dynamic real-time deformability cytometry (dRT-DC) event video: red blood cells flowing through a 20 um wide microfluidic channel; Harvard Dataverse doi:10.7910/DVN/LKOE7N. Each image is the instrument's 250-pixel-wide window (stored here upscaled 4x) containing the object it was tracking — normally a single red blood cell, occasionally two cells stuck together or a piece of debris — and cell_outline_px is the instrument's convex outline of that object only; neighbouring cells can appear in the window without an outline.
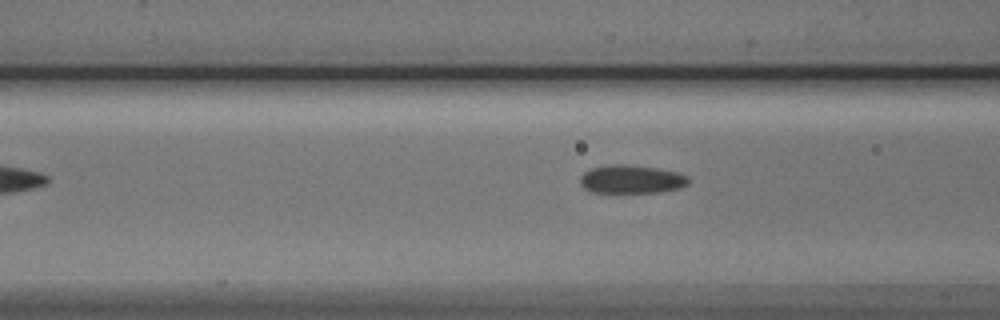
{"species": "Egyptian fruit bat (a non-hibernating species)", "species_latin": "Rousettus aegyptiacus", "temperature_condition": "cold", "stored_images_in_passage": 4, "camera_frame_rate_fps": 3000, "um_per_image_px": 0.085, "animal": {"sex": "male"}, "frame": {"image": 1, "passage_image": 4, "time_ms": 3.667, "image_size_px": [1000, 320], "cell_outline_px": [[688, 184], [680, 188], [656, 192], [592, 192], [584, 188], [580, 184], [580, 176], [584, 172], [592, 168], [608, 164], [624, 164], [656, 168], [676, 172], [688, 176]], "centroid_in_image_um": [53.64, 15.23], "position_along_channel_um": 113.0, "area_um2": 17.8}}